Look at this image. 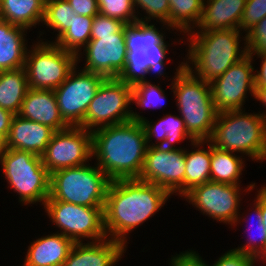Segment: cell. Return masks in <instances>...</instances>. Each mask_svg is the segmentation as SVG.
I'll return each instance as SVG.
<instances>
[{
    "label": "cell",
    "instance_id": "6da1fadb",
    "mask_svg": "<svg viewBox=\"0 0 266 266\" xmlns=\"http://www.w3.org/2000/svg\"><path fill=\"white\" fill-rule=\"evenodd\" d=\"M171 195L158 185L138 179H118L109 183L103 208L107 238L126 247L129 233L152 218Z\"/></svg>",
    "mask_w": 266,
    "mask_h": 266
},
{
    "label": "cell",
    "instance_id": "7a4b0ae2",
    "mask_svg": "<svg viewBox=\"0 0 266 266\" xmlns=\"http://www.w3.org/2000/svg\"><path fill=\"white\" fill-rule=\"evenodd\" d=\"M146 150V134L141 122L130 120L92 132V156L111 181L138 179Z\"/></svg>",
    "mask_w": 266,
    "mask_h": 266
},
{
    "label": "cell",
    "instance_id": "3957f363",
    "mask_svg": "<svg viewBox=\"0 0 266 266\" xmlns=\"http://www.w3.org/2000/svg\"><path fill=\"white\" fill-rule=\"evenodd\" d=\"M186 36L190 44H187L184 66L204 82L210 83L220 77L248 54L246 37L240 29L192 30ZM241 41H245L243 47Z\"/></svg>",
    "mask_w": 266,
    "mask_h": 266
},
{
    "label": "cell",
    "instance_id": "277c9868",
    "mask_svg": "<svg viewBox=\"0 0 266 266\" xmlns=\"http://www.w3.org/2000/svg\"><path fill=\"white\" fill-rule=\"evenodd\" d=\"M124 32L127 57L125 68L117 78L131 87L148 81L146 75L152 72L156 78H164L170 45L162 28L158 30L155 24L136 21L126 24Z\"/></svg>",
    "mask_w": 266,
    "mask_h": 266
},
{
    "label": "cell",
    "instance_id": "5b68a950",
    "mask_svg": "<svg viewBox=\"0 0 266 266\" xmlns=\"http://www.w3.org/2000/svg\"><path fill=\"white\" fill-rule=\"evenodd\" d=\"M207 141L217 149L244 154L261 163L266 160V117L245 109L220 112Z\"/></svg>",
    "mask_w": 266,
    "mask_h": 266
},
{
    "label": "cell",
    "instance_id": "8992f818",
    "mask_svg": "<svg viewBox=\"0 0 266 266\" xmlns=\"http://www.w3.org/2000/svg\"><path fill=\"white\" fill-rule=\"evenodd\" d=\"M178 65L168 86L176 98L179 115L185 123L187 132L195 140L207 141L218 114L212 100L210 85L194 76L184 66V62Z\"/></svg>",
    "mask_w": 266,
    "mask_h": 266
},
{
    "label": "cell",
    "instance_id": "52a82bcc",
    "mask_svg": "<svg viewBox=\"0 0 266 266\" xmlns=\"http://www.w3.org/2000/svg\"><path fill=\"white\" fill-rule=\"evenodd\" d=\"M95 166H90L88 162L50 174V196L47 200L88 207H104L111 180L97 164Z\"/></svg>",
    "mask_w": 266,
    "mask_h": 266
},
{
    "label": "cell",
    "instance_id": "ba28073f",
    "mask_svg": "<svg viewBox=\"0 0 266 266\" xmlns=\"http://www.w3.org/2000/svg\"><path fill=\"white\" fill-rule=\"evenodd\" d=\"M0 164L10 189L18 194L19 203L43 206L50 196V174L41 156L31 152L7 148L0 155Z\"/></svg>",
    "mask_w": 266,
    "mask_h": 266
},
{
    "label": "cell",
    "instance_id": "9c48e42d",
    "mask_svg": "<svg viewBox=\"0 0 266 266\" xmlns=\"http://www.w3.org/2000/svg\"><path fill=\"white\" fill-rule=\"evenodd\" d=\"M40 38L26 52L25 71L28 87L55 90L77 65V56L52 41Z\"/></svg>",
    "mask_w": 266,
    "mask_h": 266
},
{
    "label": "cell",
    "instance_id": "30bf717a",
    "mask_svg": "<svg viewBox=\"0 0 266 266\" xmlns=\"http://www.w3.org/2000/svg\"><path fill=\"white\" fill-rule=\"evenodd\" d=\"M43 208L53 225L60 229L57 232L74 243H83L84 240L96 242L107 238L104 228V207H88L64 201L46 200Z\"/></svg>",
    "mask_w": 266,
    "mask_h": 266
},
{
    "label": "cell",
    "instance_id": "8fae6325",
    "mask_svg": "<svg viewBox=\"0 0 266 266\" xmlns=\"http://www.w3.org/2000/svg\"><path fill=\"white\" fill-rule=\"evenodd\" d=\"M255 186V182H251L242 191L240 185L209 181L194 187L183 198L203 215L217 222L230 225L232 228V226H237L239 222L241 224V220H243L242 223L246 222V218L240 217L241 195L243 192L249 194L255 189Z\"/></svg>",
    "mask_w": 266,
    "mask_h": 266
},
{
    "label": "cell",
    "instance_id": "7c38bea8",
    "mask_svg": "<svg viewBox=\"0 0 266 266\" xmlns=\"http://www.w3.org/2000/svg\"><path fill=\"white\" fill-rule=\"evenodd\" d=\"M132 89L118 78H106L89 103L84 128L90 132L128 122L132 117Z\"/></svg>",
    "mask_w": 266,
    "mask_h": 266
},
{
    "label": "cell",
    "instance_id": "4fadbf2b",
    "mask_svg": "<svg viewBox=\"0 0 266 266\" xmlns=\"http://www.w3.org/2000/svg\"><path fill=\"white\" fill-rule=\"evenodd\" d=\"M77 67L78 65L71 70L66 80L54 92L63 120L69 126L84 128L89 103L106 78L83 69L77 70Z\"/></svg>",
    "mask_w": 266,
    "mask_h": 266
},
{
    "label": "cell",
    "instance_id": "5bb4252c",
    "mask_svg": "<svg viewBox=\"0 0 266 266\" xmlns=\"http://www.w3.org/2000/svg\"><path fill=\"white\" fill-rule=\"evenodd\" d=\"M147 147L144 165L138 180L153 183L171 196H185V148Z\"/></svg>",
    "mask_w": 266,
    "mask_h": 266
},
{
    "label": "cell",
    "instance_id": "9a60e30c",
    "mask_svg": "<svg viewBox=\"0 0 266 266\" xmlns=\"http://www.w3.org/2000/svg\"><path fill=\"white\" fill-rule=\"evenodd\" d=\"M41 158L49 174L86 164L93 158L92 132L81 126L55 131Z\"/></svg>",
    "mask_w": 266,
    "mask_h": 266
},
{
    "label": "cell",
    "instance_id": "2e32d148",
    "mask_svg": "<svg viewBox=\"0 0 266 266\" xmlns=\"http://www.w3.org/2000/svg\"><path fill=\"white\" fill-rule=\"evenodd\" d=\"M254 58L247 54L232 65L220 77L209 83L212 100L218 113L242 110L247 93L254 97L255 66Z\"/></svg>",
    "mask_w": 266,
    "mask_h": 266
},
{
    "label": "cell",
    "instance_id": "e0dca14e",
    "mask_svg": "<svg viewBox=\"0 0 266 266\" xmlns=\"http://www.w3.org/2000/svg\"><path fill=\"white\" fill-rule=\"evenodd\" d=\"M82 50L83 53L77 55V64L82 61L81 55H85L83 70L102 75L104 78H117L125 68L127 57L124 28L113 35L90 39Z\"/></svg>",
    "mask_w": 266,
    "mask_h": 266
},
{
    "label": "cell",
    "instance_id": "ac0fdd59",
    "mask_svg": "<svg viewBox=\"0 0 266 266\" xmlns=\"http://www.w3.org/2000/svg\"><path fill=\"white\" fill-rule=\"evenodd\" d=\"M127 247L109 238L85 243H74L62 266H115Z\"/></svg>",
    "mask_w": 266,
    "mask_h": 266
},
{
    "label": "cell",
    "instance_id": "d6986e66",
    "mask_svg": "<svg viewBox=\"0 0 266 266\" xmlns=\"http://www.w3.org/2000/svg\"><path fill=\"white\" fill-rule=\"evenodd\" d=\"M55 130L50 126L14 115L6 138L9 149L31 152L42 156Z\"/></svg>",
    "mask_w": 266,
    "mask_h": 266
},
{
    "label": "cell",
    "instance_id": "ffe728a7",
    "mask_svg": "<svg viewBox=\"0 0 266 266\" xmlns=\"http://www.w3.org/2000/svg\"><path fill=\"white\" fill-rule=\"evenodd\" d=\"M17 115L50 126L55 131L69 127L60 115L54 90L29 88Z\"/></svg>",
    "mask_w": 266,
    "mask_h": 266
},
{
    "label": "cell",
    "instance_id": "44dd1931",
    "mask_svg": "<svg viewBox=\"0 0 266 266\" xmlns=\"http://www.w3.org/2000/svg\"><path fill=\"white\" fill-rule=\"evenodd\" d=\"M132 121L141 122L145 134L147 147L150 146H162L163 148L177 149L174 145L178 142L185 141V139L191 142L196 141L188 132L182 117L179 115L166 114L163 118H160L157 122L149 121L146 117H143L132 111ZM155 137V138H154ZM154 138V143L152 142Z\"/></svg>",
    "mask_w": 266,
    "mask_h": 266
},
{
    "label": "cell",
    "instance_id": "7402d4cb",
    "mask_svg": "<svg viewBox=\"0 0 266 266\" xmlns=\"http://www.w3.org/2000/svg\"><path fill=\"white\" fill-rule=\"evenodd\" d=\"M246 0H204L197 31L240 29Z\"/></svg>",
    "mask_w": 266,
    "mask_h": 266
},
{
    "label": "cell",
    "instance_id": "603a6c76",
    "mask_svg": "<svg viewBox=\"0 0 266 266\" xmlns=\"http://www.w3.org/2000/svg\"><path fill=\"white\" fill-rule=\"evenodd\" d=\"M74 242L56 232L33 240L28 246L24 264L26 266H62Z\"/></svg>",
    "mask_w": 266,
    "mask_h": 266
},
{
    "label": "cell",
    "instance_id": "cb8c5ba5",
    "mask_svg": "<svg viewBox=\"0 0 266 266\" xmlns=\"http://www.w3.org/2000/svg\"><path fill=\"white\" fill-rule=\"evenodd\" d=\"M25 33L26 28L0 19V71L24 67L28 50Z\"/></svg>",
    "mask_w": 266,
    "mask_h": 266
},
{
    "label": "cell",
    "instance_id": "d4e9b609",
    "mask_svg": "<svg viewBox=\"0 0 266 266\" xmlns=\"http://www.w3.org/2000/svg\"><path fill=\"white\" fill-rule=\"evenodd\" d=\"M207 144L208 147H205ZM191 151L185 148V195L194 187L210 181L212 145L208 141L191 142ZM195 148V149H194ZM194 149V150H192Z\"/></svg>",
    "mask_w": 266,
    "mask_h": 266
},
{
    "label": "cell",
    "instance_id": "484cf974",
    "mask_svg": "<svg viewBox=\"0 0 266 266\" xmlns=\"http://www.w3.org/2000/svg\"><path fill=\"white\" fill-rule=\"evenodd\" d=\"M45 0H0V19L27 30L43 22Z\"/></svg>",
    "mask_w": 266,
    "mask_h": 266
},
{
    "label": "cell",
    "instance_id": "4316f807",
    "mask_svg": "<svg viewBox=\"0 0 266 266\" xmlns=\"http://www.w3.org/2000/svg\"><path fill=\"white\" fill-rule=\"evenodd\" d=\"M29 89L25 68L0 71V107L19 113L21 104Z\"/></svg>",
    "mask_w": 266,
    "mask_h": 266
},
{
    "label": "cell",
    "instance_id": "83f0119b",
    "mask_svg": "<svg viewBox=\"0 0 266 266\" xmlns=\"http://www.w3.org/2000/svg\"><path fill=\"white\" fill-rule=\"evenodd\" d=\"M243 159L242 155L212 146L210 181L241 185L240 176L246 162Z\"/></svg>",
    "mask_w": 266,
    "mask_h": 266
},
{
    "label": "cell",
    "instance_id": "f1b7e54d",
    "mask_svg": "<svg viewBox=\"0 0 266 266\" xmlns=\"http://www.w3.org/2000/svg\"><path fill=\"white\" fill-rule=\"evenodd\" d=\"M170 4L169 27L185 34L198 25L204 0H168ZM179 30V31H178Z\"/></svg>",
    "mask_w": 266,
    "mask_h": 266
},
{
    "label": "cell",
    "instance_id": "f546056e",
    "mask_svg": "<svg viewBox=\"0 0 266 266\" xmlns=\"http://www.w3.org/2000/svg\"><path fill=\"white\" fill-rule=\"evenodd\" d=\"M94 17L77 15L73 18L71 27L68 28L58 39L54 41L65 51L76 56L91 39V28Z\"/></svg>",
    "mask_w": 266,
    "mask_h": 266
},
{
    "label": "cell",
    "instance_id": "4dcf8cb0",
    "mask_svg": "<svg viewBox=\"0 0 266 266\" xmlns=\"http://www.w3.org/2000/svg\"><path fill=\"white\" fill-rule=\"evenodd\" d=\"M257 192H258L257 196L255 195L256 198L253 201L254 202L252 205L253 207L252 206L250 207L252 208V210H254L253 217L255 221L254 219L253 221H254V225H256L255 228L253 227L254 225L253 226L251 225V227L254 228L253 229L254 231L256 229V234L254 233V235L252 236L251 234L252 231H251L250 233L251 235H249L250 237L248 236V239L245 242V244H243L242 246L240 245V247L238 246L234 248V250L241 252L243 254H248L250 256H253L256 259H258L260 263V261L262 262L266 261V231H265V226L263 225V216H262L261 208H260V189ZM253 217H249V220L250 218H253Z\"/></svg>",
    "mask_w": 266,
    "mask_h": 266
},
{
    "label": "cell",
    "instance_id": "1f68e13d",
    "mask_svg": "<svg viewBox=\"0 0 266 266\" xmlns=\"http://www.w3.org/2000/svg\"><path fill=\"white\" fill-rule=\"evenodd\" d=\"M75 11L67 0H45L43 25L57 31L55 40L58 39L68 28L71 27Z\"/></svg>",
    "mask_w": 266,
    "mask_h": 266
},
{
    "label": "cell",
    "instance_id": "d6a6232c",
    "mask_svg": "<svg viewBox=\"0 0 266 266\" xmlns=\"http://www.w3.org/2000/svg\"><path fill=\"white\" fill-rule=\"evenodd\" d=\"M166 95L165 91L159 86V83L152 84L149 81L136 84L132 89V103L137 108H161L165 105Z\"/></svg>",
    "mask_w": 266,
    "mask_h": 266
},
{
    "label": "cell",
    "instance_id": "836d02e7",
    "mask_svg": "<svg viewBox=\"0 0 266 266\" xmlns=\"http://www.w3.org/2000/svg\"><path fill=\"white\" fill-rule=\"evenodd\" d=\"M135 12L137 14V20L139 22H151L153 19L156 20V22H161V26L164 28L166 27L167 31L171 30L169 27V12H170V4L168 0H132ZM137 7V8H136ZM138 8L142 9V11H145L143 13L146 14V16L141 17L142 14L138 12ZM138 14L139 17H138ZM141 17V18H140ZM158 20V21H157ZM166 25V26H165Z\"/></svg>",
    "mask_w": 266,
    "mask_h": 266
},
{
    "label": "cell",
    "instance_id": "e575fe53",
    "mask_svg": "<svg viewBox=\"0 0 266 266\" xmlns=\"http://www.w3.org/2000/svg\"><path fill=\"white\" fill-rule=\"evenodd\" d=\"M97 3L99 13L103 15L125 24L138 21L132 0H97Z\"/></svg>",
    "mask_w": 266,
    "mask_h": 266
},
{
    "label": "cell",
    "instance_id": "d590c367",
    "mask_svg": "<svg viewBox=\"0 0 266 266\" xmlns=\"http://www.w3.org/2000/svg\"><path fill=\"white\" fill-rule=\"evenodd\" d=\"M266 16V0H246L240 30L247 33Z\"/></svg>",
    "mask_w": 266,
    "mask_h": 266
},
{
    "label": "cell",
    "instance_id": "8d00e7d4",
    "mask_svg": "<svg viewBox=\"0 0 266 266\" xmlns=\"http://www.w3.org/2000/svg\"><path fill=\"white\" fill-rule=\"evenodd\" d=\"M244 36L248 54H266V16Z\"/></svg>",
    "mask_w": 266,
    "mask_h": 266
},
{
    "label": "cell",
    "instance_id": "74e56055",
    "mask_svg": "<svg viewBox=\"0 0 266 266\" xmlns=\"http://www.w3.org/2000/svg\"><path fill=\"white\" fill-rule=\"evenodd\" d=\"M126 24L101 13L94 16L91 39H99V36L113 35L120 32Z\"/></svg>",
    "mask_w": 266,
    "mask_h": 266
},
{
    "label": "cell",
    "instance_id": "f35d334b",
    "mask_svg": "<svg viewBox=\"0 0 266 266\" xmlns=\"http://www.w3.org/2000/svg\"><path fill=\"white\" fill-rule=\"evenodd\" d=\"M259 260L234 249L225 252L210 266H255Z\"/></svg>",
    "mask_w": 266,
    "mask_h": 266
},
{
    "label": "cell",
    "instance_id": "ab89813d",
    "mask_svg": "<svg viewBox=\"0 0 266 266\" xmlns=\"http://www.w3.org/2000/svg\"><path fill=\"white\" fill-rule=\"evenodd\" d=\"M171 263V264H170ZM170 266H210L195 250L183 251L171 257Z\"/></svg>",
    "mask_w": 266,
    "mask_h": 266
},
{
    "label": "cell",
    "instance_id": "60d3db41",
    "mask_svg": "<svg viewBox=\"0 0 266 266\" xmlns=\"http://www.w3.org/2000/svg\"><path fill=\"white\" fill-rule=\"evenodd\" d=\"M77 15L94 17L99 13L97 0H67Z\"/></svg>",
    "mask_w": 266,
    "mask_h": 266
},
{
    "label": "cell",
    "instance_id": "b9f144b4",
    "mask_svg": "<svg viewBox=\"0 0 266 266\" xmlns=\"http://www.w3.org/2000/svg\"><path fill=\"white\" fill-rule=\"evenodd\" d=\"M252 58L257 56L261 58L260 69L254 71L255 74V87H266V54H250Z\"/></svg>",
    "mask_w": 266,
    "mask_h": 266
},
{
    "label": "cell",
    "instance_id": "7bdbcfd3",
    "mask_svg": "<svg viewBox=\"0 0 266 266\" xmlns=\"http://www.w3.org/2000/svg\"><path fill=\"white\" fill-rule=\"evenodd\" d=\"M14 114L0 107V133L7 138Z\"/></svg>",
    "mask_w": 266,
    "mask_h": 266
},
{
    "label": "cell",
    "instance_id": "ee69618b",
    "mask_svg": "<svg viewBox=\"0 0 266 266\" xmlns=\"http://www.w3.org/2000/svg\"><path fill=\"white\" fill-rule=\"evenodd\" d=\"M254 99L262 103V106L266 107V87H255ZM266 117V111L261 113Z\"/></svg>",
    "mask_w": 266,
    "mask_h": 266
},
{
    "label": "cell",
    "instance_id": "f6af8a7d",
    "mask_svg": "<svg viewBox=\"0 0 266 266\" xmlns=\"http://www.w3.org/2000/svg\"><path fill=\"white\" fill-rule=\"evenodd\" d=\"M260 208L263 216V225L266 231V185H262L260 188Z\"/></svg>",
    "mask_w": 266,
    "mask_h": 266
},
{
    "label": "cell",
    "instance_id": "bcb514c9",
    "mask_svg": "<svg viewBox=\"0 0 266 266\" xmlns=\"http://www.w3.org/2000/svg\"><path fill=\"white\" fill-rule=\"evenodd\" d=\"M7 149L6 138L0 133V155Z\"/></svg>",
    "mask_w": 266,
    "mask_h": 266
}]
</instances>
